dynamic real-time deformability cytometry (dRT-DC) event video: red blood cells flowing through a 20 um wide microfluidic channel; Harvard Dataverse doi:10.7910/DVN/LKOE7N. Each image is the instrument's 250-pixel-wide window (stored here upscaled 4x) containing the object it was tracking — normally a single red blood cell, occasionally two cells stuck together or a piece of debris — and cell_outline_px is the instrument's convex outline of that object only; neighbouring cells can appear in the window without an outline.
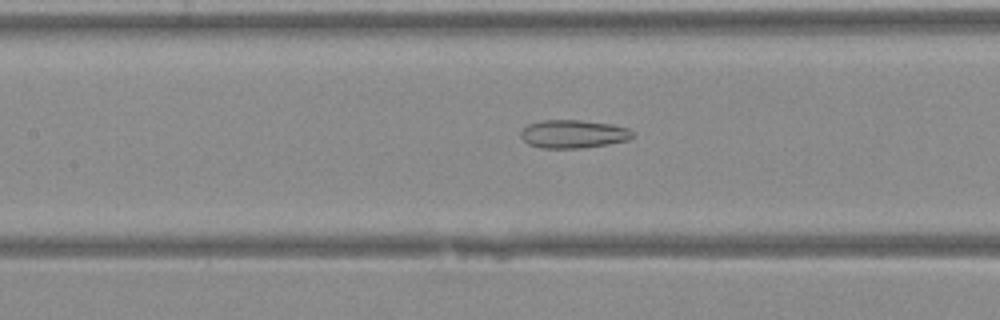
{"species": "Egyptian fruit bat (a non-hibernating species)", "species_latin": "Rousettus aegyptiacus", "temperature_condition": "warm", "stored_images_in_passage": 35, "camera_frame_rate_fps": 3000, "um_per_image_px": 0.085, "animal": {"sex": "female"}, "frame": {"image": 1, "passage_image": 18, "time_ms": 5.667, "image_size_px": [1000, 320], "cell_outline_px": [[636, 136], [628, 140], [608, 144], [580, 148], [540, 148], [528, 144], [520, 136], [520, 132], [528, 124], [540, 120], [580, 120], [612, 124], [628, 128], [636, 132]], "centroid_in_image_um": [48.76, 11.38], "position_along_channel_um": 158.6, "area_um2": 18.61}}
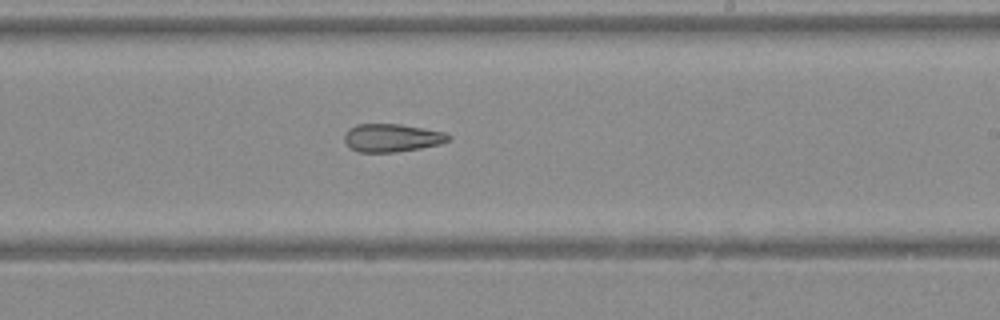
{"frame": {"image": 2, "passage_image": 24, "time_ms": 7.667, "image_size_px": [1000, 320], "cell_outline_px": [[452, 140], [440, 144], [420, 148], [396, 152], [356, 152], [344, 140], [344, 132], [348, 128], [356, 124], [400, 124], [444, 132], [452, 136]], "centroid_in_image_um": [33.31, 11.71], "position_along_channel_um": 255.7, "area_um2": 17.11}}
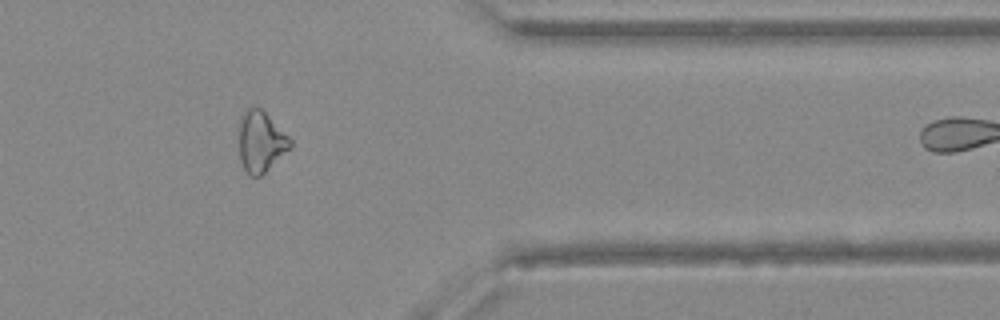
{"frame": {"image": 3, "passage_image": 33, "time_ms": 10.667, "image_size_px": [1000, 320], "cell_outline_px": [[292, 144], [260, 176], [252, 176], [244, 168], [240, 160], [240, 116], [248, 108], [260, 108], [292, 140]], "centroid_in_image_um": [22.14, 12.02], "position_along_channel_um": 389.3, "area_um2": 17.34}}